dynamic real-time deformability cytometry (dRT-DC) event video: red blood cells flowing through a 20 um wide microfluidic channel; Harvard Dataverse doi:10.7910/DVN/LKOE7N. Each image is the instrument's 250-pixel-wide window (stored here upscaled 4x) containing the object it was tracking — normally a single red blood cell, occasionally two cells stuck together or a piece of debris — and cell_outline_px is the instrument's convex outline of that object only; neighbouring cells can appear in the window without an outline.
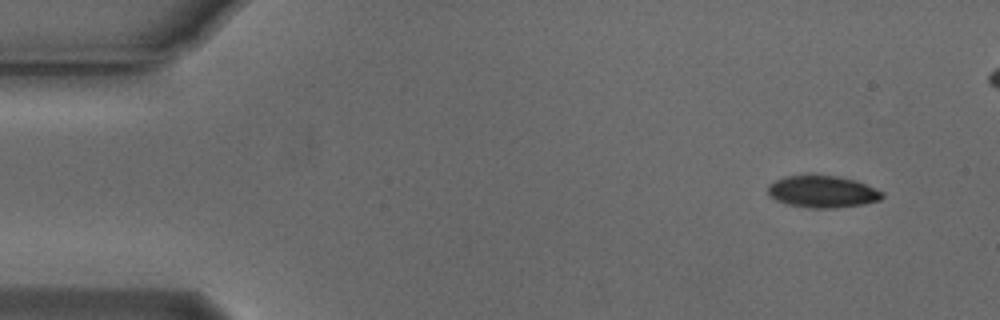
{"species": "Egyptian fruit bat (a non-hibernating species)", "species_latin": "Rousettus aegyptiacus", "temperature_condition": "cold", "stored_images_in_passage": 46, "camera_frame_rate_fps": 3000, "um_per_image_px": 0.085, "animal": {"sex": "male"}, "frame": {"image": 1, "passage_image": 1, "time_ms": 0.0, "image_size_px": [1000, 320], "cell_outline_px": [[884, 196], [880, 200], [864, 204], [836, 208], [812, 208], [788, 204], [776, 200], [768, 192], [768, 184], [784, 176], [840, 176], [856, 180], [884, 192]], "centroid_in_image_um": [69.95, 16.3], "position_along_channel_um": 15.1, "area_um2": 21.15}}
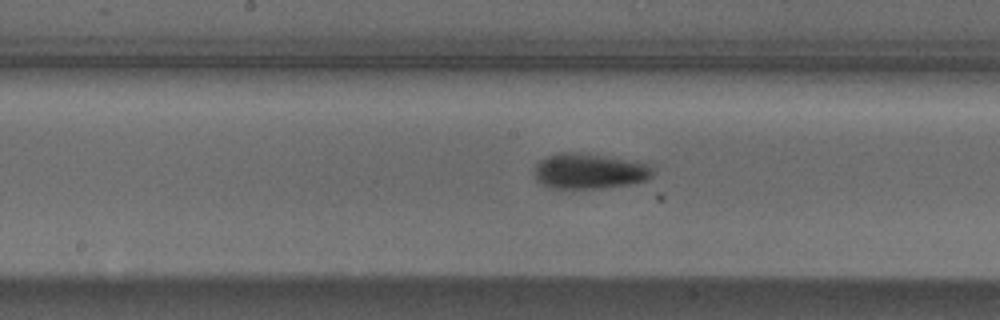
{"frame": {"image": 2, "passage_image": 24, "time_ms": 7.667, "image_size_px": [1000, 320], "cell_outline_px": [[652, 176], [648, 180], [628, 184], [600, 188], [548, 188], [540, 184], [536, 180], [532, 172], [536, 164], [540, 160], [548, 156], [560, 152], [576, 152], [600, 156], [644, 164], [652, 168]], "centroid_in_image_um": [49.97, 14.57], "position_along_channel_um": 198.2, "area_um2": 24.04}}
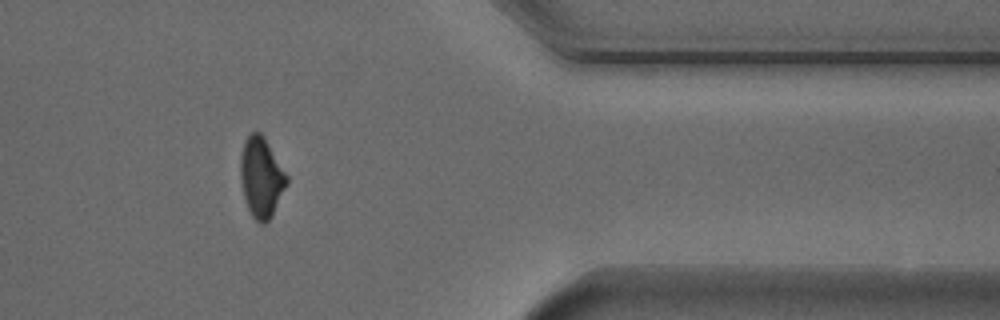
{"frame": {"image": 3, "passage_image": 41, "time_ms": 13.333, "image_size_px": [1000, 320], "cell_outline_px": [[288, 184], [272, 216], [264, 224], [260, 224], [252, 216], [248, 208], [244, 196], [240, 180], [240, 156], [244, 140], [252, 132], [260, 132], [264, 136], [288, 176]], "centroid_in_image_um": [22.21, 15.07], "position_along_channel_um": 389.2, "area_um2": 21.73}}